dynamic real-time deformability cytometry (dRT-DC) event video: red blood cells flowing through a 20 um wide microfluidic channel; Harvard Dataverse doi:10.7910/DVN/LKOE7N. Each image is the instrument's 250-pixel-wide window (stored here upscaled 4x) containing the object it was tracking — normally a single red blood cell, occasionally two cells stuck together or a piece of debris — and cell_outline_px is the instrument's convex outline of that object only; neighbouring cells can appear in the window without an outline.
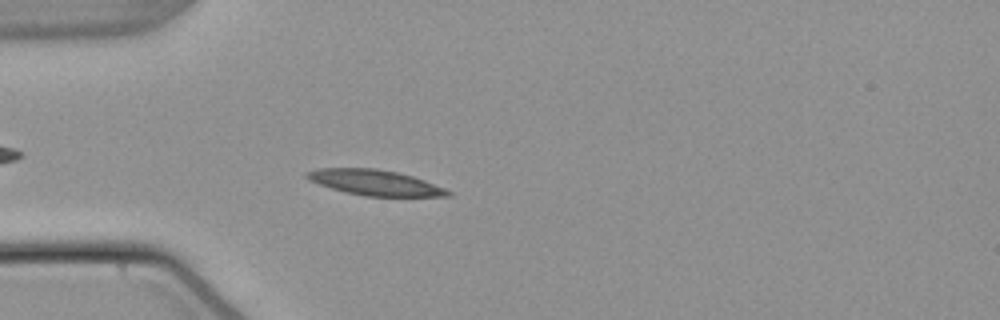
{"species": "common noctule bat (a hibernating species)", "species_latin": "Nyctalus noctula", "temperature_condition": "warm", "stored_images_in_passage": 53, "camera_frame_rate_fps": 3000, "um_per_image_px": 0.085, "animal": {"sex": "male", "body_mass_g": 21.5, "forearm_length_mm": 52.0}, "frame": {"image": 1, "passage_image": 15, "time_ms": 4.667, "image_size_px": [1000, 320], "cell_outline_px": [[452, 196], [364, 196], [344, 192], [308, 180], [304, 176], [304, 172], [316, 168], [376, 168], [396, 172], [412, 176], [424, 180], [444, 188], [452, 192]], "centroid_in_image_um": [31.82, 15.51], "position_along_channel_um": 53.2, "area_um2": 20.92}}
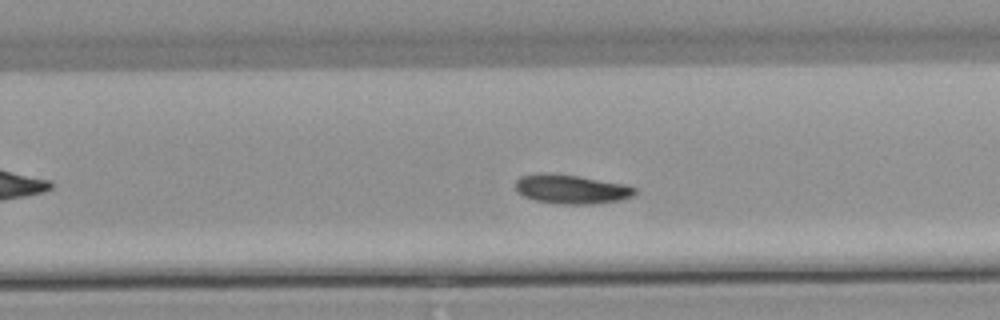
{"frame": {"image": 2, "passage_image": 34, "time_ms": 11.0, "image_size_px": [1000, 320], "cell_outline_px": [[636, 192], [632, 196], [620, 200], [596, 204], [560, 204], [536, 200], [524, 196], [516, 192], [516, 180], [520, 176], [540, 172], [544, 172], [576, 176], [628, 184], [636, 188]], "centroid_in_image_um": [48.56, 16.07], "position_along_channel_um": 281.2, "area_um2": 20.4}}
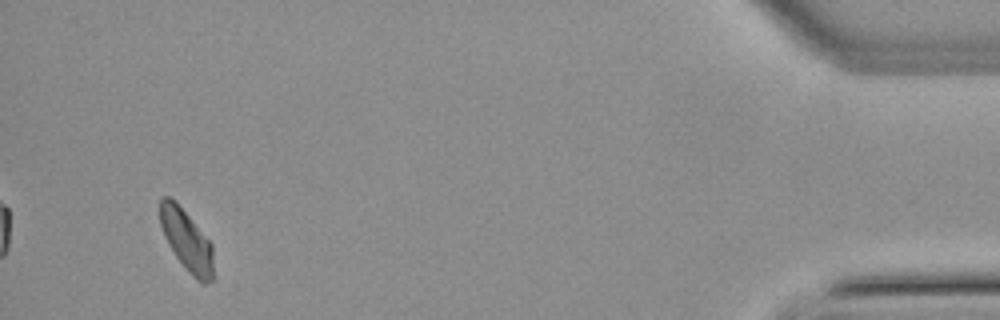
{"frame": {"image": 3, "passage_image": 51, "time_ms": 16.667, "image_size_px": [1000, 320], "cell_outline_px": [[212, 280], [204, 284], [200, 284], [192, 276], [176, 256], [164, 236], [160, 224], [160, 200], [164, 196], [168, 196], [188, 216], [212, 244]], "centroid_in_image_um": [15.86, 20.48], "position_along_channel_um": 419.3, "area_um2": 18.38}, "authors_computed_cell_mechanics": {"area_um2": 20.0566, "velocity_mm_per_s": 3.7762, "shape_relaxation_time_tau1_ms": 9.7579, "shape_relaxation_time_tau2_ms": null, "deformation_change_tau1": 0.1683, "deformation_change_tau2": null}}